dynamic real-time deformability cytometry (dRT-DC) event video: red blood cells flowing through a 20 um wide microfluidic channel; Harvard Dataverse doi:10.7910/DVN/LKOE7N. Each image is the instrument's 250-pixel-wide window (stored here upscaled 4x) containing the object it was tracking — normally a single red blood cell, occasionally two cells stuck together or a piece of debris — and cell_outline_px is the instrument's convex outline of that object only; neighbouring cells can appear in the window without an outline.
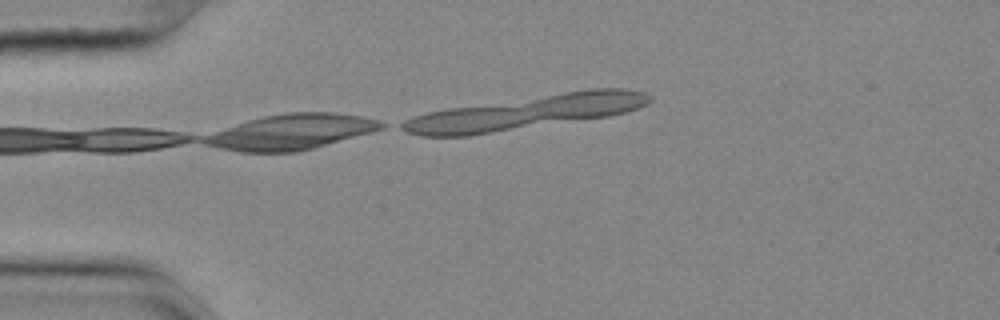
{"species": "common noctule bat (a hibernating species)", "species_latin": "Nyctalus noctula", "temperature_condition": "cold", "stored_images_in_passage": 5, "camera_frame_rate_fps": 3000, "um_per_image_px": 0.085, "animal": {"sex": "female", "body_mass_g": 25.1}, "frame": {"image": 1, "passage_image": 1, "time_ms": 0.0, "image_size_px": [1000, 320], "cell_outline_px": [[652, 100], [636, 108], [624, 112], [608, 116], [468, 136], [420, 136], [408, 132], [400, 128], [396, 124], [404, 120], [428, 112], [448, 108], [592, 88], [624, 88], [644, 92], [652, 96]], "centroid_in_image_um": [44.65, 9.55], "position_along_channel_um": 40.4, "area_um2": 48.32}}